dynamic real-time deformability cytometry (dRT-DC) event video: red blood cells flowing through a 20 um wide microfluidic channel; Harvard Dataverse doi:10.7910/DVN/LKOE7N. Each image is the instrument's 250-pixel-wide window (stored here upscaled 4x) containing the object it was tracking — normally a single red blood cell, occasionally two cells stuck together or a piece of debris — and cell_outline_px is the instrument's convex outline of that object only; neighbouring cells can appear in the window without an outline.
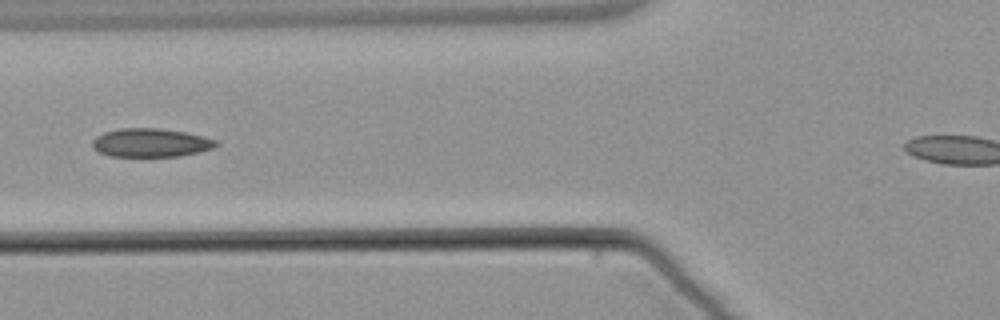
{"species": "common noctule bat (a hibernating species)", "species_latin": "Nyctalus noctula", "temperature_condition": "warm", "stored_images_in_passage": 5, "camera_frame_rate_fps": 3000, "um_per_image_px": 0.085, "animal": {"sex": "male", "body_mass_g": 21.5, "forearm_length_mm": 52.0}, "frame": {"image": 1, "passage_image": 4, "time_ms": 5.333, "image_size_px": [1000, 320], "cell_outline_px": [[220, 144], [212, 148], [180, 156], [108, 156], [92, 148], [92, 140], [96, 136], [104, 132], [120, 128], [156, 128], [184, 132], [216, 140]], "centroid_in_image_um": [12.76, 12.13], "position_along_channel_um": 113.0, "area_um2": 20.4}}